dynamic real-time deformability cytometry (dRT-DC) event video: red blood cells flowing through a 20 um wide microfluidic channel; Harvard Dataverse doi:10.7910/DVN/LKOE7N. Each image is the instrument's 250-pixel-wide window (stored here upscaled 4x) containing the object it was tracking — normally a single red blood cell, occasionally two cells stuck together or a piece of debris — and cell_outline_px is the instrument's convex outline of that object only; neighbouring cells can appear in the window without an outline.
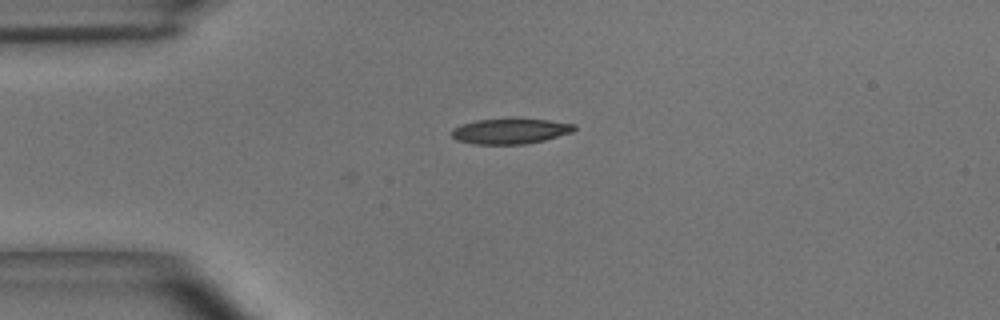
{"species": "common noctule bat (a hibernating species)", "species_latin": "Nyctalus noctula", "temperature_condition": "room temperature", "stored_images_in_passage": 43, "camera_frame_rate_fps": 3000, "um_per_image_px": 0.085, "animal": {"sex": "male", "body_mass_g": 15.6}, "frame": {"image": 1, "passage_image": 1, "time_ms": 0.0, "image_size_px": [1000, 320], "cell_outline_px": [[576, 128], [572, 132], [544, 140], [524, 144], [472, 144], [456, 140], [452, 136], [452, 128], [460, 124], [476, 120], [508, 116], [512, 116], [548, 120], [576, 124]], "centroid_in_image_um": [43.35, 11.1], "position_along_channel_um": 41.7, "area_um2": 18.9}}
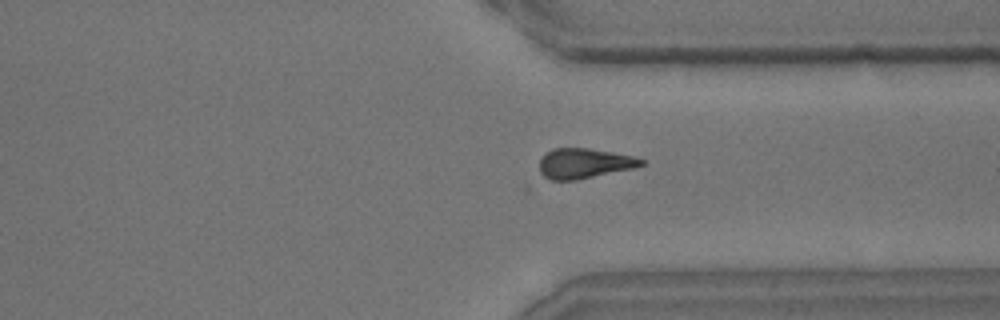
{"frame": {"image": 2, "passage_image": 29, "time_ms": 9.333, "image_size_px": [1000, 320], "cell_outline_px": [[644, 164], [636, 168], [576, 180], [552, 180], [544, 176], [540, 172], [540, 160], [552, 148], [588, 148], [636, 156], [644, 160]], "centroid_in_image_um": [49.7, 13.89], "position_along_channel_um": 361.7, "area_um2": 17.86}}
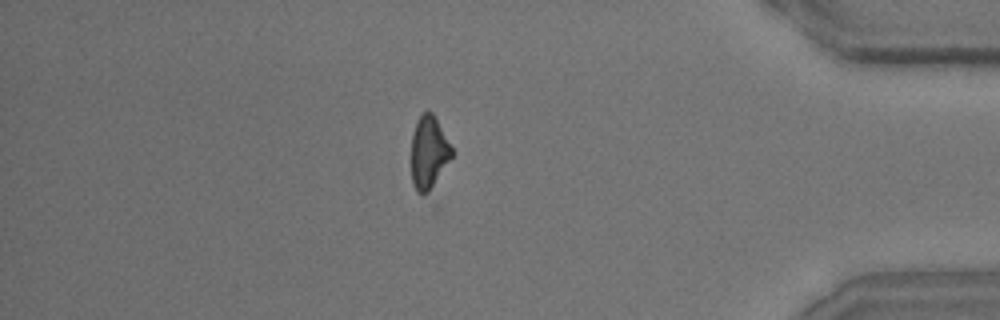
{"frame": {"image": 3, "passage_image": 35, "time_ms": 11.333, "image_size_px": [1000, 320], "cell_outline_px": [[452, 156], [428, 192], [416, 192], [412, 184], [412, 132], [416, 120], [428, 108], [432, 112], [452, 148]], "centroid_in_image_um": [36.42, 12.91], "position_along_channel_um": 398.8, "area_um2": 16.76}, "authors_computed_cell_mechanics": {"area_um2": 18.0336, "velocity_mm_per_s": 3.6558, "shape_relaxation_time_tau1_ms": 5.64, "shape_relaxation_time_tau2_ms": 5.0096, "deformation_change_tau1": 0.1632, "deformation_change_tau2": 0.1469}}